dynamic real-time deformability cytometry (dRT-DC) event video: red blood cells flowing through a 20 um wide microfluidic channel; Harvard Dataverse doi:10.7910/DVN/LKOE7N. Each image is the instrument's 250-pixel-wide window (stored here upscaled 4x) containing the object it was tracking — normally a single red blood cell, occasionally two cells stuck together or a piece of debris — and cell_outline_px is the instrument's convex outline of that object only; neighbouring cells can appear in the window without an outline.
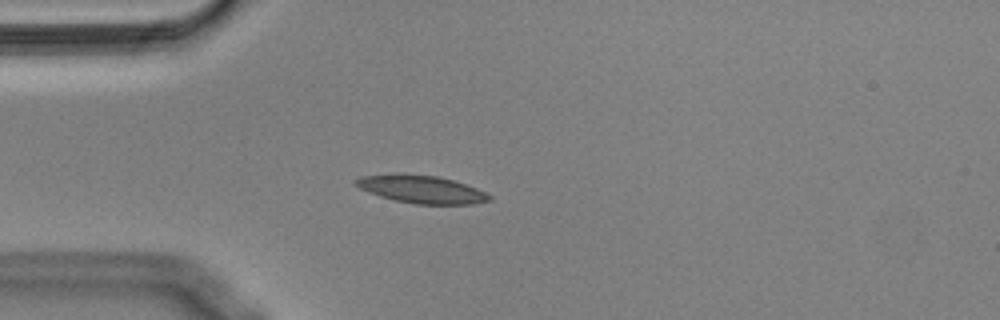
{"species": "Egyptian fruit bat (a non-hibernating species)", "species_latin": "Rousettus aegyptiacus", "temperature_condition": "cold", "stored_images_in_passage": 55, "camera_frame_rate_fps": 3000, "um_per_image_px": 0.085, "animal": {"sex": "male"}, "frame": {"image": 1, "passage_image": 14, "time_ms": 4.333, "image_size_px": [1000, 320], "cell_outline_px": [[492, 200], [472, 204], [416, 204], [396, 200], [380, 196], [368, 192], [360, 188], [352, 180], [360, 176], [396, 172], [404, 172], [436, 176], [452, 180], [476, 188], [492, 196]], "centroid_in_image_um": [35.77, 16.06], "position_along_channel_um": 49.2, "area_um2": 21.85}}
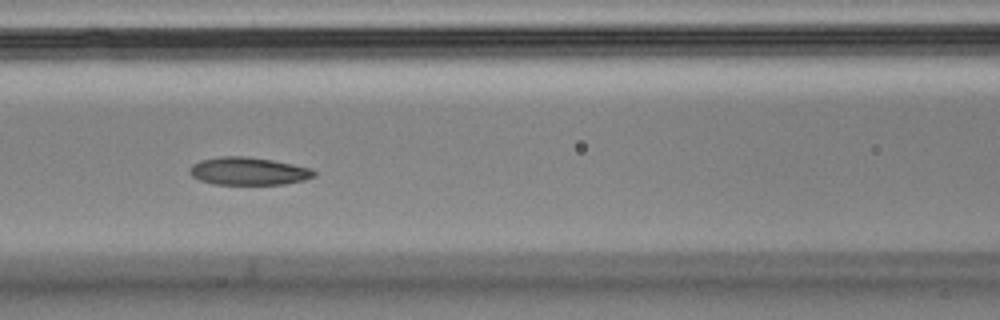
{"frame": {"image": 2, "passage_image": 23, "time_ms": 7.333, "image_size_px": [1000, 320], "cell_outline_px": [[316, 176], [304, 180], [284, 184], [212, 184], [200, 180], [192, 176], [188, 172], [188, 168], [192, 164], [200, 160], [220, 156], [244, 156], [272, 160], [312, 168], [316, 172]], "centroid_in_image_um": [21.1, 14.54], "position_along_channel_um": 145.5, "area_um2": 20.23}}
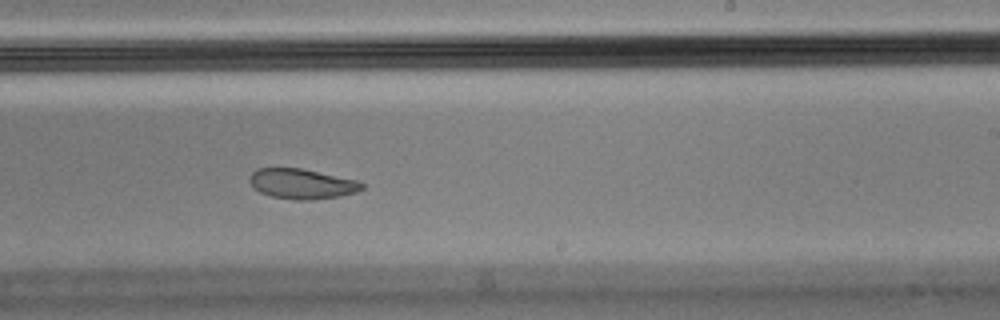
{"frame": {"image": 3, "passage_image": 33, "time_ms": 10.667, "image_size_px": [1000, 320], "cell_outline_px": [[364, 188], [356, 192], [340, 196], [312, 200], [292, 200], [272, 196], [260, 192], [248, 180], [252, 172], [256, 168], [300, 168], [356, 180], [364, 184]], "centroid_in_image_um": [25.66, 15.63], "position_along_channel_um": 263.3, "area_um2": 19.59}, "authors_computed_cell_mechanics": {"area_um2": 20.7502, "velocity_mm_per_s": 3.5431, "shape_relaxation_time_tau1_ms": null, "shape_relaxation_time_tau2_ms": 2.7379, "deformation_change_tau1": null, "deformation_change_tau2": 0.0748}}